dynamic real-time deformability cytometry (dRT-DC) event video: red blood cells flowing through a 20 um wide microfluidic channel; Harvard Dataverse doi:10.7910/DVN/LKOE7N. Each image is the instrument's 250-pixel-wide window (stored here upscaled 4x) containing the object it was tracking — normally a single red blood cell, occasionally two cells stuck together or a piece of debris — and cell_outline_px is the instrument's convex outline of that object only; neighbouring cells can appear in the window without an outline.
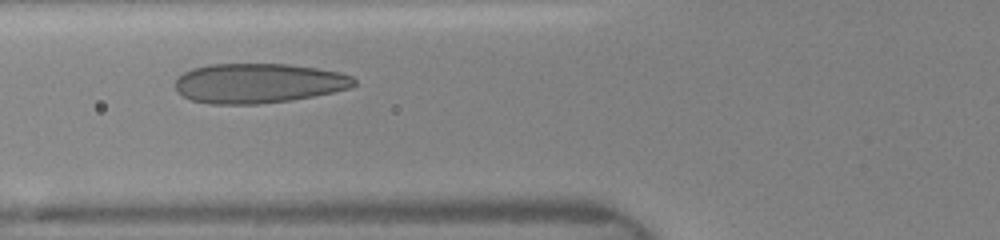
{"species": "human", "species_latin": "Homo sapiens", "temperature_condition": "room temperature", "stored_images_in_passage": 13, "camera_frame_rate_fps": 3000, "um_per_image_px": 0.085, "donor": {"sex": "female"}, "frame": {"image": 1, "passage_image": 4, "time_ms": 1.333, "image_size_px": [1000, 240], "cell_outline_px": [[356, 84], [348, 88], [332, 92], [292, 100], [260, 104], [208, 104], [192, 100], [184, 96], [176, 88], [176, 80], [184, 72], [192, 68], [208, 64], [288, 64], [316, 68], [340, 72], [352, 76], [356, 80]], "centroid_in_image_um": [21.97, 7.07], "position_along_channel_um": 103.8, "area_um2": 41.33}}
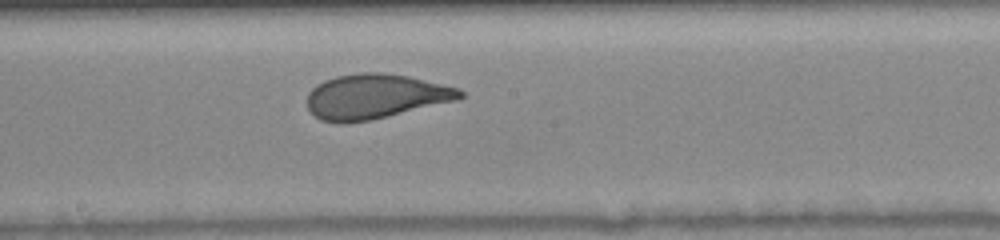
{"frame": {"image": 2, "passage_image": 10, "time_ms": 4.0, "image_size_px": [1000, 240], "cell_outline_px": [[464, 96], [456, 100], [388, 116], [368, 120], [344, 124], [320, 120], [308, 108], [308, 92], [316, 84], [324, 80], [336, 76], [360, 72], [384, 72], [408, 76], [460, 88], [464, 92]], "centroid_in_image_um": [31.88, 8.19], "position_along_channel_um": 216.3, "area_um2": 39.82}}
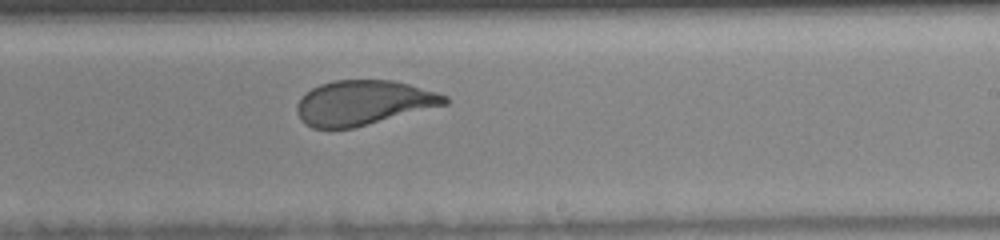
{"frame": {"image": 3, "passage_image": 13, "time_ms": 5.0, "image_size_px": [1000, 240], "cell_outline_px": [[448, 104], [352, 128], [312, 128], [304, 124], [300, 120], [296, 112], [296, 104], [312, 88], [320, 84], [336, 80], [392, 80], [408, 84], [436, 92], [448, 96]], "centroid_in_image_um": [30.87, 8.74], "position_along_channel_um": 258.1, "area_um2": 38.26}}